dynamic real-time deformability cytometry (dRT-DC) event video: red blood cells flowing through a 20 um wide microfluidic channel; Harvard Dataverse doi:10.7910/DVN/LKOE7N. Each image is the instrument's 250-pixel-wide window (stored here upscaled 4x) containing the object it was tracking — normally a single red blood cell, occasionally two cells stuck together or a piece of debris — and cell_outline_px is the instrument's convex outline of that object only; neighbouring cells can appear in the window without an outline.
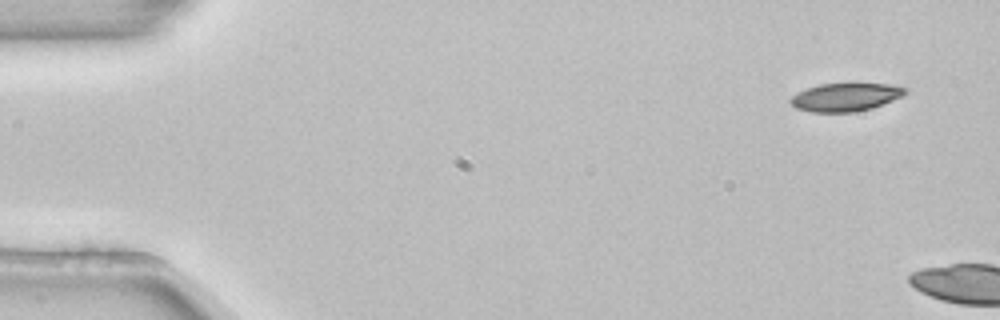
{"species": "common noctule bat (a hibernating species)", "species_latin": "Nyctalus noctula", "temperature_condition": "room temperature", "stored_images_in_passage": 6, "camera_frame_rate_fps": 3000, "um_per_image_px": 0.085, "animal": {"sex": "female", "body_mass_g": 22.7, "forearm_length_mm": 54.2}, "frame": {"image": 1, "passage_image": 1, "time_ms": 0.0, "image_size_px": [1000, 320], "cell_outline_px": [[908, 92], [904, 96], [872, 108], [856, 112], [812, 112], [796, 108], [788, 100], [792, 96], [808, 88], [820, 84], [852, 80], [892, 84], [908, 88]], "centroid_in_image_um": [71.96, 8.2], "position_along_channel_um": 13.0, "area_um2": 19.83}}